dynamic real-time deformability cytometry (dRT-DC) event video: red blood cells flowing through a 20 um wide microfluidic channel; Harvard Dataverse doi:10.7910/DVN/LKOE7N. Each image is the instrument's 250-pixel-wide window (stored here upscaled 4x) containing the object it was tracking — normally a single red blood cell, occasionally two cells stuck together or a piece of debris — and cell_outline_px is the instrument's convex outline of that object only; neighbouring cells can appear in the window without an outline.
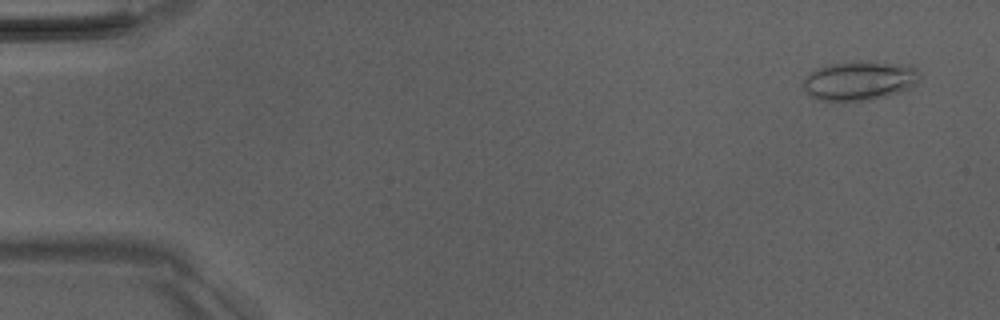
{"species": "Egyptian fruit bat (a non-hibernating species)", "species_latin": "Rousettus aegyptiacus", "temperature_condition": "room temperature", "stored_images_in_passage": 5, "camera_frame_rate_fps": 3000, "um_per_image_px": 0.085, "animal": {"sex": "male"}, "frame": {"image": 1, "passage_image": 1, "time_ms": 0.0, "image_size_px": [1000, 320], "cell_outline_px": [[920, 80], [916, 84], [900, 92], [888, 96], [868, 100], [820, 100], [804, 92], [804, 80], [816, 68], [828, 64], [860, 60], [868, 60], [912, 64], [916, 68], [920, 76]], "centroid_in_image_um": [73.12, 6.82], "position_along_channel_um": 11.9, "area_um2": 26.99}}